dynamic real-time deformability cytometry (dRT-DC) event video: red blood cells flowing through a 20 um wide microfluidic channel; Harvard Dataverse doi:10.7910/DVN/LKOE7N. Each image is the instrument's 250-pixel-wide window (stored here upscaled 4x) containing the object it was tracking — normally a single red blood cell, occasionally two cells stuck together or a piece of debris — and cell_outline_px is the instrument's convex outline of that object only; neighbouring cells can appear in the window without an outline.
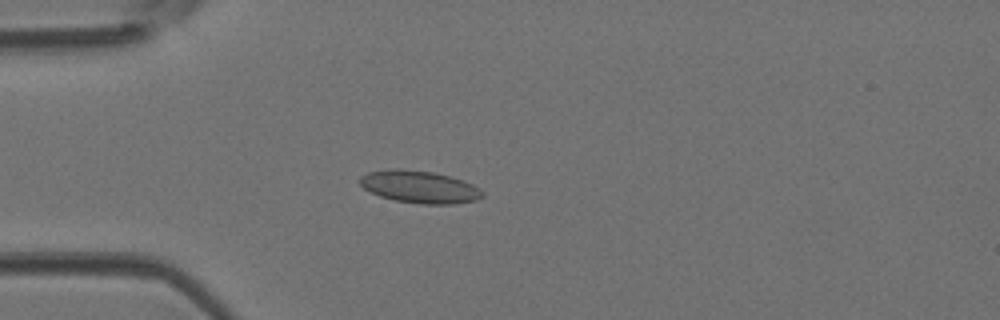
{"species": "Egyptian fruit bat (a non-hibernating species)", "species_latin": "Rousettus aegyptiacus", "temperature_condition": "room temperature", "stored_images_in_passage": 46, "camera_frame_rate_fps": 3000, "um_per_image_px": 0.085, "animal": {"sex": "female"}, "frame": {"image": 1, "passage_image": 12, "time_ms": 3.667, "image_size_px": [1000, 320], "cell_outline_px": [[484, 196], [476, 200], [452, 204], [420, 204], [396, 200], [380, 196], [364, 188], [360, 184], [360, 176], [368, 172], [396, 168], [400, 168], [432, 172], [452, 176], [464, 180], [480, 188], [484, 192]], "centroid_in_image_um": [35.7, 15.88], "position_along_channel_um": 49.3, "area_um2": 23.18}}
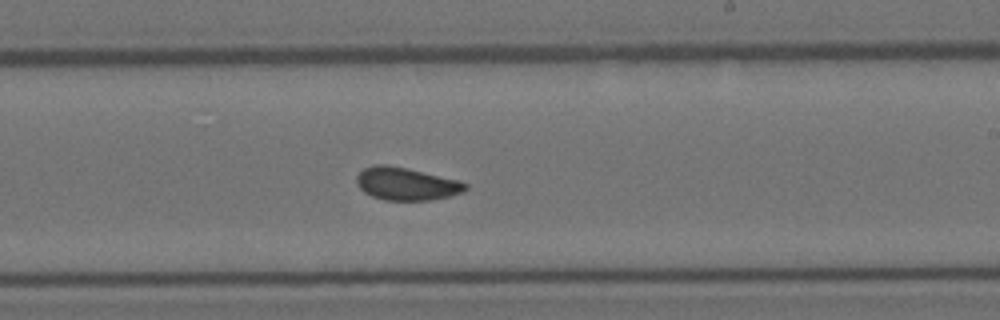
{"frame": {"image": 2, "passage_image": 27, "time_ms": 8.667, "image_size_px": [1000, 320], "cell_outline_px": [[468, 188], [464, 192], [432, 200], [384, 200], [372, 196], [364, 192], [356, 184], [356, 176], [364, 168], [376, 164], [388, 164], [408, 168], [460, 180], [468, 184]], "centroid_in_image_um": [34.55, 15.62], "position_along_channel_um": 254.5, "area_um2": 20.98}}
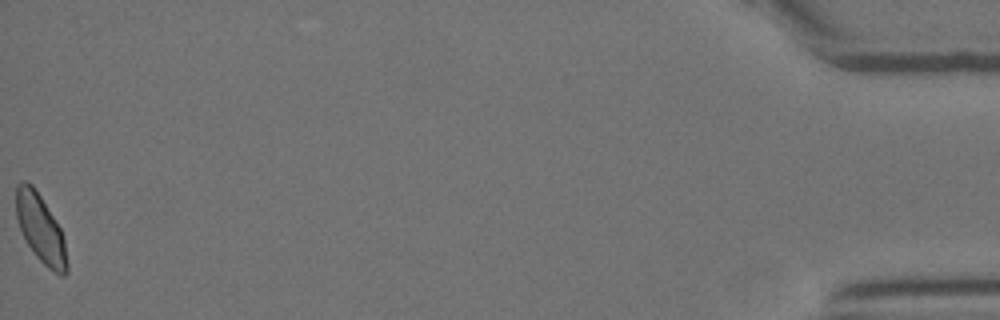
{"frame": {"image": 3, "passage_image": 46, "time_ms": 15.0, "image_size_px": [1000, 320], "cell_outline_px": [[68, 272], [64, 276], [60, 276], [52, 272], [36, 256], [28, 244], [20, 228], [16, 216], [16, 184], [20, 180], [28, 180], [32, 184], [40, 196], [60, 228], [64, 236], [68, 264]], "centroid_in_image_um": [3.46, 19.45], "position_along_channel_um": 431.7, "area_um2": 20.29}}